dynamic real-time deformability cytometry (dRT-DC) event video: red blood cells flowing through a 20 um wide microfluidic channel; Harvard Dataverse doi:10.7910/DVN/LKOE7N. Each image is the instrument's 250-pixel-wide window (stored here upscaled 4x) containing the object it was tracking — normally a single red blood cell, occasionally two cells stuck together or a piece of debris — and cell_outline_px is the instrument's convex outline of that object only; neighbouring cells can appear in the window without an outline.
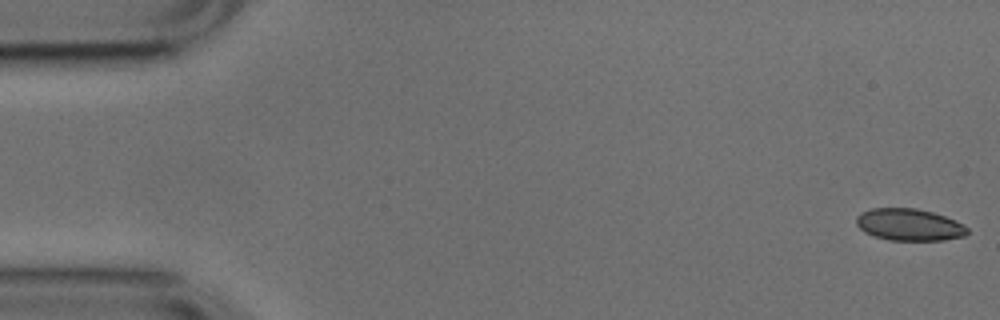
{"species": "common noctule bat (a hibernating species)", "species_latin": "Nyctalus noctula", "temperature_condition": "cold", "stored_images_in_passage": 53, "camera_frame_rate_fps": 3000, "um_per_image_px": 0.085, "animal": {"sex": "male", "body_mass_g": 17.9, "forearm_length_mm": 54.2}, "frame": {"image": 1, "passage_image": 1, "time_ms": 0.0, "image_size_px": [1000, 320], "cell_outline_px": [[968, 232], [964, 236], [944, 240], [888, 240], [864, 232], [856, 224], [856, 216], [860, 212], [872, 208], [916, 208], [932, 212], [956, 220], [964, 224], [968, 228]], "centroid_in_image_um": [77.28, 19.09], "position_along_channel_um": 7.7, "area_um2": 20.75}}
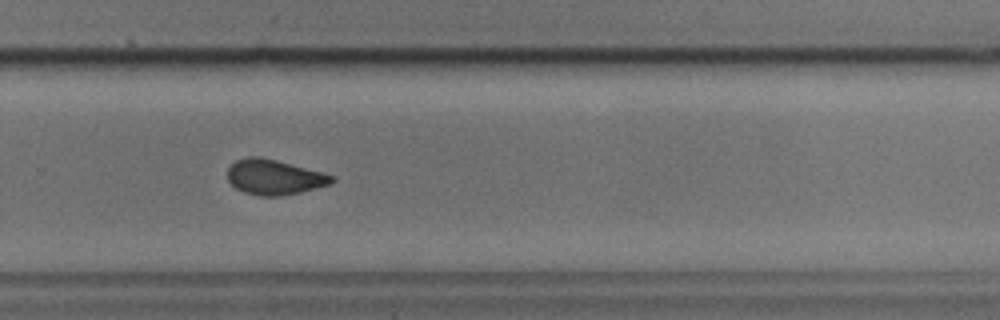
{"frame": {"image": 2, "passage_image": 35, "time_ms": 11.333, "image_size_px": [1000, 320], "cell_outline_px": [[336, 180], [328, 184], [300, 192], [280, 196], [260, 196], [244, 192], [236, 188], [228, 180], [228, 168], [236, 160], [248, 156], [260, 156], [276, 160], [336, 176]], "centroid_in_image_um": [23.29, 15.05], "position_along_channel_um": 306.5, "area_um2": 21.15}}
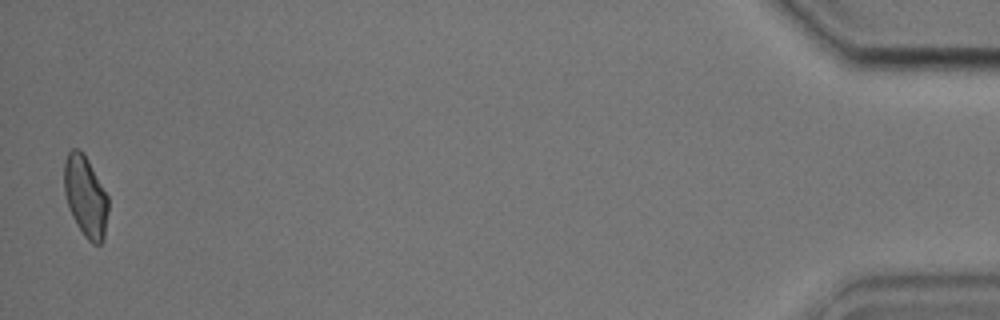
{"frame": {"image": 3, "passage_image": 52, "time_ms": 17.0, "image_size_px": [1000, 320], "cell_outline_px": [[108, 212], [104, 240], [100, 244], [92, 244], [84, 236], [76, 224], [68, 208], [64, 192], [64, 160], [68, 152], [72, 148], [80, 148], [84, 152], [108, 196]], "centroid_in_image_um": [7.26, 16.69], "position_along_channel_um": 427.9, "area_um2": 21.15}, "authors_computed_cell_mechanics": {"area_um2": 21.5016, "velocity_mm_per_s": 3.7664, "shape_relaxation_time_tau1_ms": 2.9492, "shape_relaxation_time_tau2_ms": 1.9602, "deformation_change_tau1": 0.1054, "deformation_change_tau2": 0.0703}}